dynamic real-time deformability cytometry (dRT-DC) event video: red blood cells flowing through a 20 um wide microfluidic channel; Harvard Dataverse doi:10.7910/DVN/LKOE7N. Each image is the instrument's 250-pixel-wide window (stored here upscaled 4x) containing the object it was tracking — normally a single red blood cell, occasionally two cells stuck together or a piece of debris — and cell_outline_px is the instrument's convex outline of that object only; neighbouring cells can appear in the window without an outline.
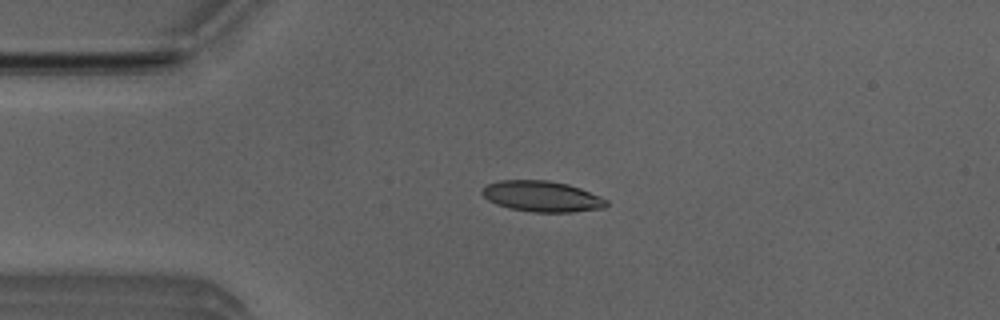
{"species": "Egyptian fruit bat (a non-hibernating species)", "species_latin": "Rousettus aegyptiacus", "temperature_condition": "room temperature", "stored_images_in_passage": 7, "camera_frame_rate_fps": 3000, "um_per_image_px": 0.085, "animal": {"sex": "male"}, "frame": {"image": 1, "passage_image": 1, "time_ms": 0.0, "image_size_px": [1000, 320], "cell_outline_px": [[608, 204], [604, 208], [572, 212], [532, 212], [512, 208], [496, 204], [488, 200], [480, 192], [488, 184], [500, 180], [548, 180], [568, 184], [580, 188], [600, 196], [608, 200]], "centroid_in_image_um": [46.09, 16.69], "position_along_channel_um": 38.9, "area_um2": 22.25}}
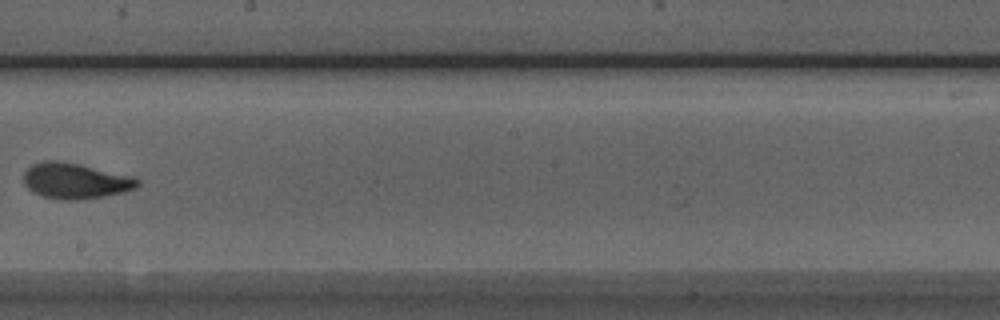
{"frame": {"image": 2, "passage_image": 6, "time_ms": 1.667, "image_size_px": [1000, 320], "cell_outline_px": [[140, 184], [136, 188], [124, 192], [104, 196], [80, 200], [60, 200], [40, 196], [32, 192], [24, 184], [24, 172], [32, 164], [44, 160], [60, 160], [80, 164], [132, 176], [140, 180]], "centroid_in_image_um": [6.39, 15.38], "position_along_channel_um": 241.8, "area_um2": 23.99}}
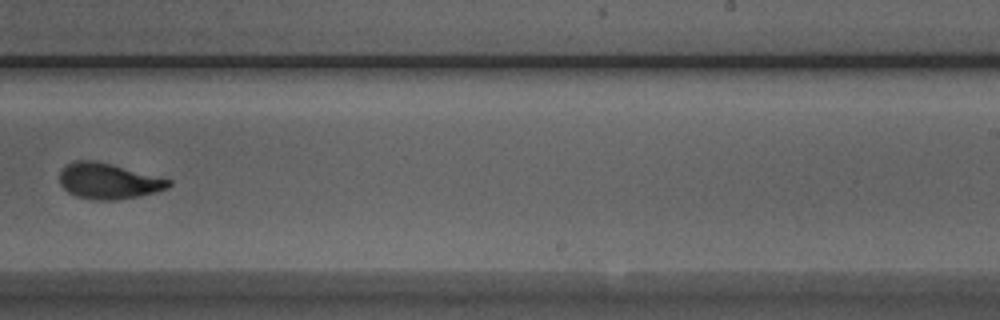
{"frame": {"image": 3, "passage_image": 7, "time_ms": 2.0, "image_size_px": [1000, 320], "cell_outline_px": [[172, 184], [168, 188], [140, 196], [116, 200], [92, 200], [76, 196], [68, 192], [60, 184], [60, 172], [64, 164], [72, 160], [96, 160], [112, 164], [172, 180]], "centroid_in_image_um": [9.18, 15.38], "position_along_channel_um": 279.8, "area_um2": 22.95}}